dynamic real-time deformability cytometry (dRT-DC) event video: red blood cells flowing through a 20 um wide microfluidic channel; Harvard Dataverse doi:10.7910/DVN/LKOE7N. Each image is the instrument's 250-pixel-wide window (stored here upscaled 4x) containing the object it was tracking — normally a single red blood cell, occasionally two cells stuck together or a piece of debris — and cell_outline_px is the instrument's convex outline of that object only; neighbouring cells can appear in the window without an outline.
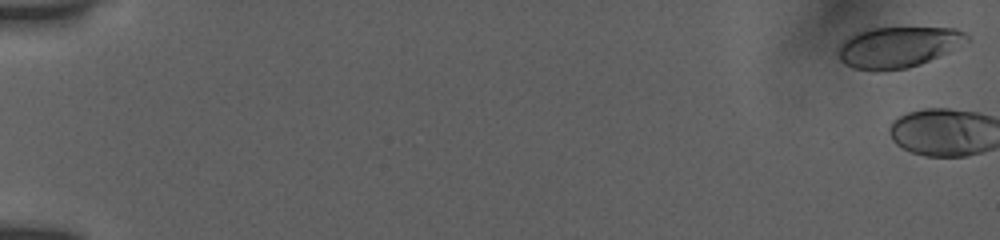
{"species": "human", "species_latin": "Homo sapiens", "temperature_condition": "room temperature", "stored_images_in_passage": 2, "camera_frame_rate_fps": 3000, "um_per_image_px": 0.085, "donor": {"sex": "female"}, "frame": {"image": 1, "passage_image": 1, "time_ms": 0.0, "image_size_px": [1000, 240], "cell_outline_px": [[968, 40], [948, 52], [920, 64], [908, 68], [852, 68], [844, 64], [840, 60], [840, 44], [844, 40], [860, 32], [872, 28], [956, 28], [964, 32], [968, 36]], "centroid_in_image_um": [76.37, 3.97], "position_along_channel_um": 8.6, "area_um2": 29.54}}